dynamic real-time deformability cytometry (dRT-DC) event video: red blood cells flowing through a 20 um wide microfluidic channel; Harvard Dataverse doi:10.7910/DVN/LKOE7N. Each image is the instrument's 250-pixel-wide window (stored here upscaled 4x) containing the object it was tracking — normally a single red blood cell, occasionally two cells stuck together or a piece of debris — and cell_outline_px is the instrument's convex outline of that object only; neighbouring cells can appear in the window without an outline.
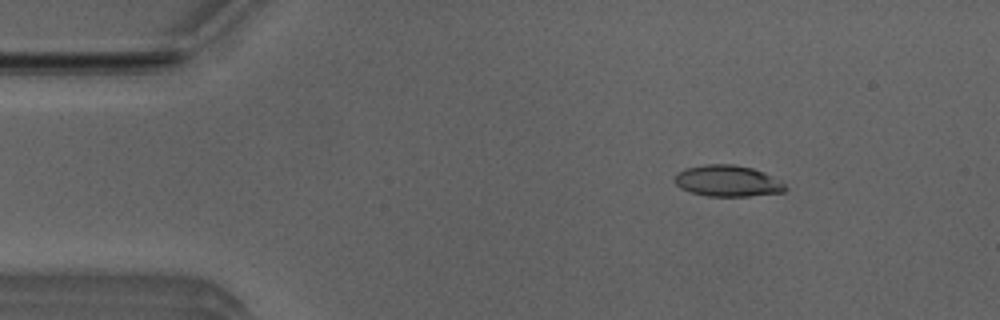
{"species": "Egyptian fruit bat (a non-hibernating species)", "species_latin": "Rousettus aegyptiacus", "temperature_condition": "room temperature", "stored_images_in_passage": 4, "camera_frame_rate_fps": 3000, "um_per_image_px": 0.085, "animal": {"sex": "male"}, "frame": {"image": 1, "passage_image": 2, "time_ms": 0.333, "image_size_px": [1000, 320], "cell_outline_px": [[788, 188], [784, 192], [748, 196], [708, 196], [692, 192], [680, 188], [672, 180], [676, 172], [684, 168], [704, 164], [732, 164], [752, 168], [764, 172], [780, 180]], "centroid_in_image_um": [61.81, 15.37], "position_along_channel_um": 23.2, "area_um2": 20.35}}